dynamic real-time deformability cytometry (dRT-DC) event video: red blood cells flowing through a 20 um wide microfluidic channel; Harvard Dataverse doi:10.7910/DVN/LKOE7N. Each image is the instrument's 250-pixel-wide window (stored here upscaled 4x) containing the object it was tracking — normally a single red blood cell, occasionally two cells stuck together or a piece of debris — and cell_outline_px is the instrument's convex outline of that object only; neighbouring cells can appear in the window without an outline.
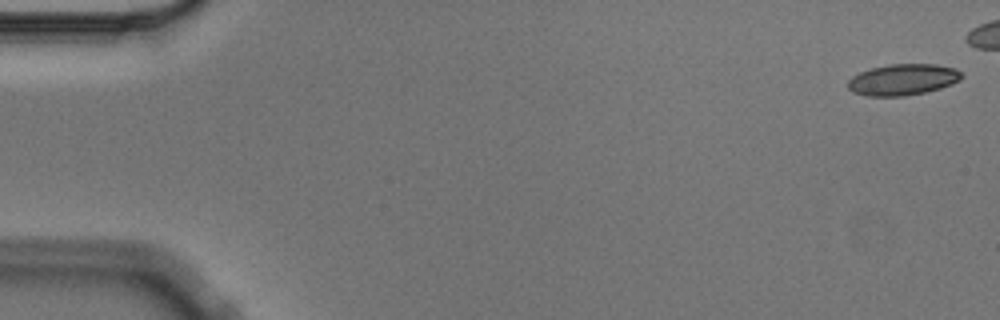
{"species": "Egyptian fruit bat (a non-hibernating species)", "species_latin": "Rousettus aegyptiacus", "temperature_condition": "cold", "stored_images_in_passage": 6, "camera_frame_rate_fps": 3000, "um_per_image_px": 0.085, "animal": {"sex": "male"}, "frame": {"image": 1, "passage_image": 1, "time_ms": 0.0, "image_size_px": [1000, 320], "cell_outline_px": [[964, 76], [960, 80], [952, 84], [940, 88], [924, 92], [904, 96], [868, 96], [852, 92], [848, 88], [848, 80], [852, 76], [860, 72], [872, 68], [888, 64], [936, 64], [956, 68]], "centroid_in_image_um": [76.75, 6.76], "position_along_channel_um": 8.3, "area_um2": 20.75}}